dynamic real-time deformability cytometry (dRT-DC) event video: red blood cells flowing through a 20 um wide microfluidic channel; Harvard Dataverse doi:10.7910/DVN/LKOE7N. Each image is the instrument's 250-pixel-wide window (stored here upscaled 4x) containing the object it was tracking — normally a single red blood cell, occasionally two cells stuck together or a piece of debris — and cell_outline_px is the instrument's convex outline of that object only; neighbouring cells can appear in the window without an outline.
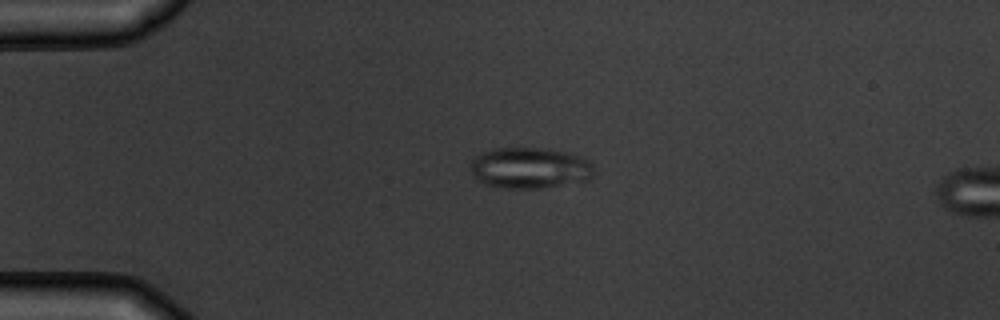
{"species": "common noctule bat (a hibernating species)", "species_latin": "Nyctalus noctula", "temperature_condition": "warm", "stored_images_in_passage": 2, "camera_frame_rate_fps": 3000, "um_per_image_px": 0.085, "animal": {"sex": "male", "body_mass_g": 19.5, "forearm_length_mm": 54.6}, "frame": {"image": 1, "passage_image": 1, "time_ms": 0.0, "image_size_px": [1000, 320], "cell_outline_px": [[596, 172], [588, 180], [536, 188], [500, 188], [484, 184], [476, 180], [472, 176], [472, 160], [476, 156], [492, 148], [544, 148], [564, 152], [588, 160], [592, 164]], "centroid_in_image_um": [45.01, 14.28], "position_along_channel_um": 40.0, "area_um2": 29.36}}